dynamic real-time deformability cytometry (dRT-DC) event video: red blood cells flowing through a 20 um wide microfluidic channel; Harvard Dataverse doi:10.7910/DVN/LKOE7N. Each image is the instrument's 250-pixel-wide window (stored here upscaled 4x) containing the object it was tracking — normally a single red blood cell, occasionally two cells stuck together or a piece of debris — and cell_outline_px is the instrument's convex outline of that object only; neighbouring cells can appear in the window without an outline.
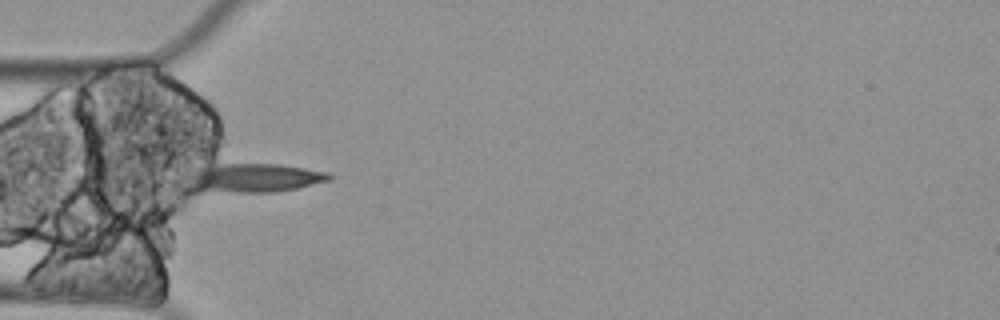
{"species": "Egyptian fruit bat (a non-hibernating species)", "species_latin": "Rousettus aegyptiacus", "temperature_condition": "cold", "stored_images_in_passage": 8, "camera_frame_rate_fps": 3000, "um_per_image_px": 0.085, "animal": {"sex": "female"}, "frame": {"image": 1, "passage_image": 4, "time_ms": 1.0, "image_size_px": [1000, 320], "cell_outline_px": [[332, 180], [296, 188], [276, 192], [196, 192], [188, 180], [184, 172], [200, 168], [220, 164], [280, 164], [328, 172], [332, 176]], "centroid_in_image_um": [21.54, 15.13], "position_along_channel_um": 63.5, "area_um2": 24.1}}
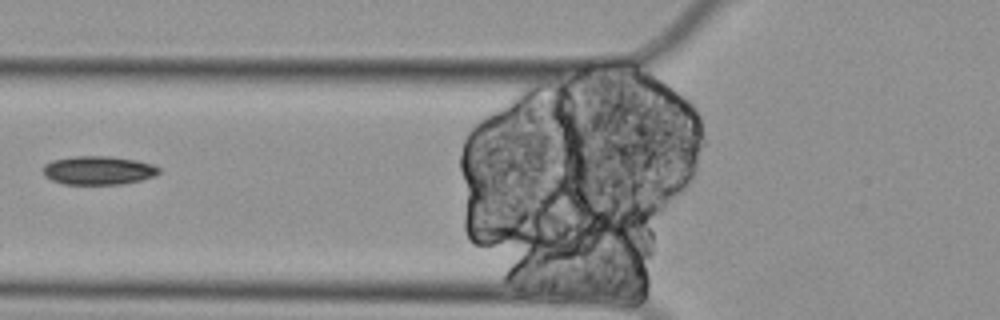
{"frame": {"image": 2, "passage_image": 5, "time_ms": 1.333, "image_size_px": [1000, 320], "cell_outline_px": [[160, 172], [156, 176], [140, 180], [120, 184], [64, 184], [52, 180], [44, 176], [44, 164], [52, 160], [76, 156], [108, 156], [136, 160], [152, 164], [160, 168]], "centroid_in_image_um": [8.37, 14.48], "position_along_channel_um": 117.4, "area_um2": 19.31}}
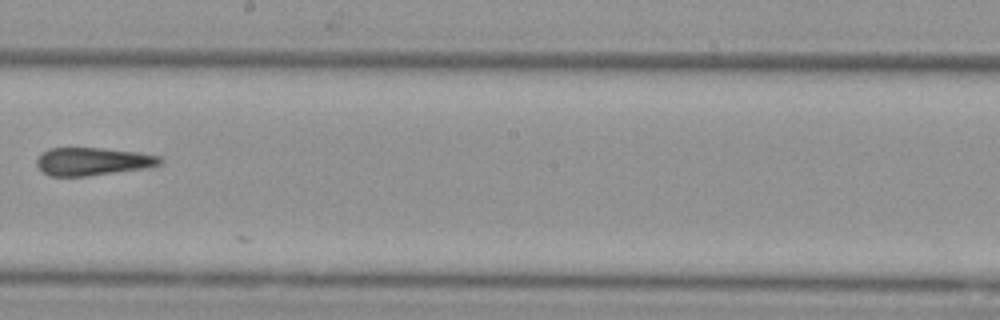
{"frame": {"image": 3, "passage_image": 8, "time_ms": 2.333, "image_size_px": [1000, 320], "cell_outline_px": [[164, 160], [160, 164], [152, 168], [88, 176], [48, 176], [36, 164], [36, 160], [40, 152], [48, 148], [104, 148], [140, 152], [160, 156]], "centroid_in_image_um": [7.92, 13.72], "position_along_channel_um": 240.3, "area_um2": 20.52}}